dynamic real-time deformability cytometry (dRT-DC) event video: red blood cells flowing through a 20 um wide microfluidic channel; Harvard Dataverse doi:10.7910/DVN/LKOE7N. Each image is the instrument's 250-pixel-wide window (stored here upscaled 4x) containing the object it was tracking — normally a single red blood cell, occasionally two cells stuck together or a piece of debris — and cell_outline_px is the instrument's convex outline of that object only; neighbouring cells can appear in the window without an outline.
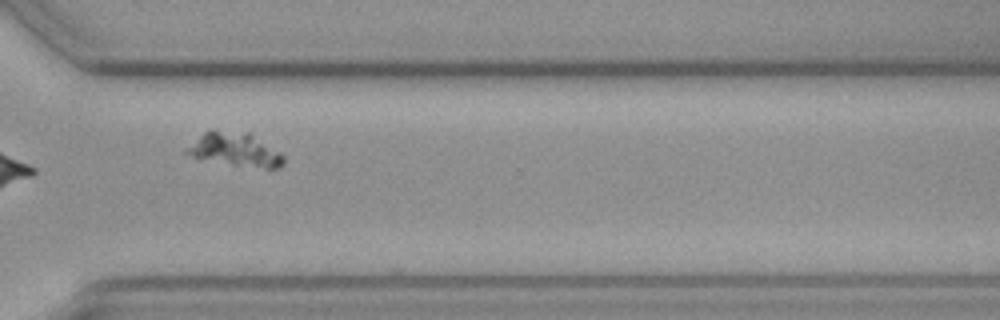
{"species": "common noctule bat (a hibernating species)", "species_latin": "Nyctalus noctula", "temperature_condition": "cold", "stored_images_in_passage": 10, "camera_frame_rate_fps": 3000, "um_per_image_px": 0.085, "animal": {"sex": "female", "body_mass_g": 19.3, "forearm_length_mm": 54.1}, "frame": {"image": 1, "passage_image": 9, "time_ms": 2.667, "image_size_px": [1000, 320], "cell_outline_px": [[284, 164], [280, 168], [264, 168], [196, 160], [184, 152], [184, 148], [204, 132], [212, 128], [216, 128], [248, 132], [280, 152], [284, 156]], "centroid_in_image_um": [19.9, 12.7], "position_along_channel_um": 350.7, "area_um2": 19.54}}